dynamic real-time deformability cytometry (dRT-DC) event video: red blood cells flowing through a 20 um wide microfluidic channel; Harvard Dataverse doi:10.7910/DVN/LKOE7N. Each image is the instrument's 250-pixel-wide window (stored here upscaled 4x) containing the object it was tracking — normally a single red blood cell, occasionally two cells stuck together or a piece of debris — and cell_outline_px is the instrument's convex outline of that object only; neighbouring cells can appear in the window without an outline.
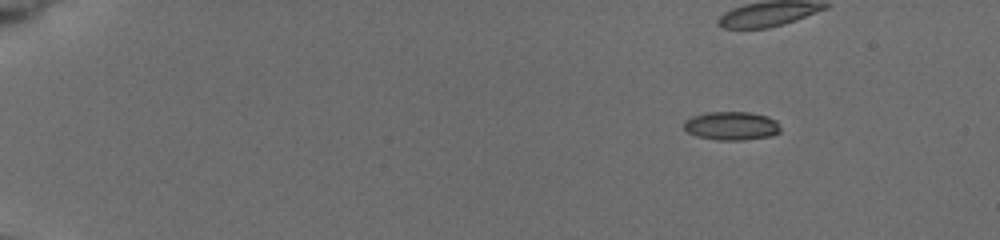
{"species": "common noctule bat (a hibernating species)", "species_latin": "Nyctalus noctula", "temperature_condition": "cold", "stored_images_in_passage": 14, "camera_frame_rate_fps": 3000, "um_per_image_px": 0.085, "animal": {"sex": "female", "body_mass_g": 19.5, "forearm_length_mm": 54.1}, "frame": {"image": 1, "passage_image": 3, "time_ms": 1.667, "image_size_px": [1000, 240], "cell_outline_px": [[780, 132], [772, 136], [740, 140], [716, 140], [696, 136], [688, 132], [684, 128], [684, 120], [692, 116], [708, 112], [748, 112], [768, 116], [776, 120], [780, 128]], "centroid_in_image_um": [62.18, 10.7], "position_along_channel_um": 22.8, "area_um2": 16.13}}
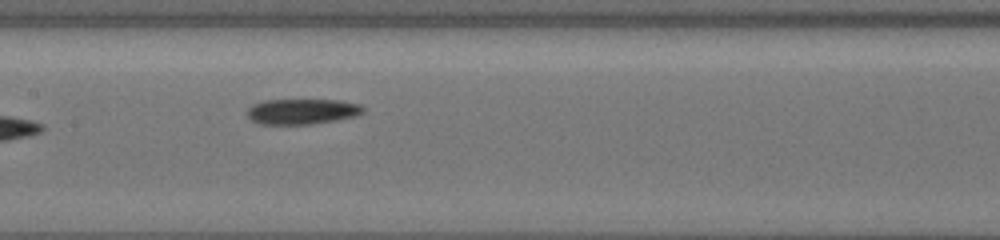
{"frame": {"image": 2, "passage_image": 14, "time_ms": 9.667, "image_size_px": [1000, 240], "cell_outline_px": [[364, 112], [352, 116], [336, 120], [312, 124], [260, 124], [252, 120], [244, 112], [252, 104], [264, 100], [336, 100], [360, 104], [364, 108]], "centroid_in_image_um": [25.62, 9.47], "position_along_channel_um": 181.8, "area_um2": 17.17}}